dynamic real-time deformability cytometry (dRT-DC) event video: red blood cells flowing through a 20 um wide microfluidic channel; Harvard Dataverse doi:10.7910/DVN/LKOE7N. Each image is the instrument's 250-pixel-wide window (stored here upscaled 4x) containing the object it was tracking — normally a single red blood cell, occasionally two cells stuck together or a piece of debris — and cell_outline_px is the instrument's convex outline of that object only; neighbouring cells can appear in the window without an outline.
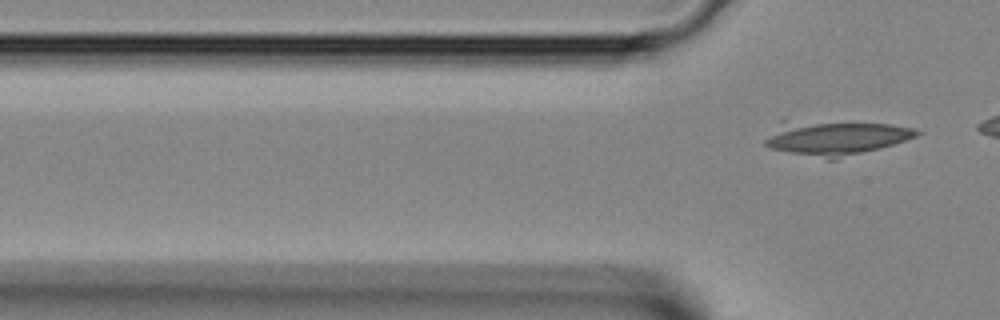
{"species": "Egyptian fruit bat (a non-hibernating species)", "species_latin": "Rousettus aegyptiacus", "temperature_condition": "room temperature", "stored_images_in_passage": 6, "camera_frame_rate_fps": 3000, "um_per_image_px": 0.085, "animal": {"sex": "female"}, "frame": {"image": 1, "passage_image": 6, "time_ms": 1.667, "image_size_px": [1000, 320], "cell_outline_px": [[920, 132], [916, 136], [880, 148], [836, 160], [828, 160], [788, 152], [772, 148], [764, 144], [764, 140], [780, 120], [784, 116], [888, 124], [912, 128]], "centroid_in_image_um": [70.85, 11.65], "position_along_channel_um": 54.9, "area_um2": 31.91}}